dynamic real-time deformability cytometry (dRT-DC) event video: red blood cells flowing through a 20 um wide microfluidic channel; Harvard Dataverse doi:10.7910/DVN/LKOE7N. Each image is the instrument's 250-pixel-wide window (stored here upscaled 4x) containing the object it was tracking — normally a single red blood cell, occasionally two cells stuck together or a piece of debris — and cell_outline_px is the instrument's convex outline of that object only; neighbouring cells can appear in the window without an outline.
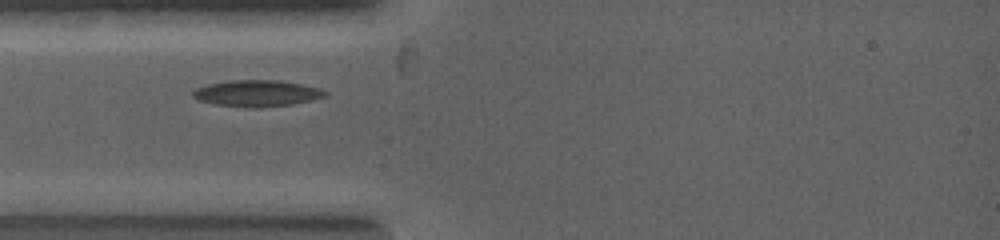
{"species": "common noctule bat (a hibernating species)", "species_latin": "Nyctalus noctula", "temperature_condition": "warm", "stored_images_in_passage": 37, "camera_frame_rate_fps": 5000, "um_per_image_px": 0.085, "animal": {"sex": "female", "body_mass_g": 19.0, "forearm_length_mm": 53.3}, "frame": {"image": 1, "passage_image": 1, "time_ms": 0.0, "image_size_px": [1000, 240], "cell_outline_px": [[328, 92], [324, 96], [292, 104], [216, 104], [200, 100], [192, 96], [192, 92], [196, 88], [208, 84], [232, 80], [276, 80], [300, 84], [316, 88]], "centroid_in_image_um": [21.79, 7.87], "position_along_channel_um": 63.2, "area_um2": 18.73}}
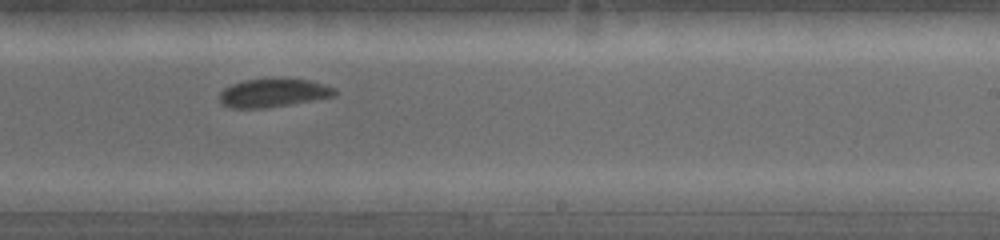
{"frame": {"image": 2, "passage_image": 20, "time_ms": 3.2, "image_size_px": [1000, 240], "cell_outline_px": [[336, 92], [332, 96], [312, 100], [260, 108], [232, 108], [224, 104], [220, 100], [220, 92], [224, 88], [232, 84], [244, 80], [308, 80], [324, 84], [336, 88]], "centroid_in_image_um": [23.2, 7.9], "position_along_channel_um": 265.8, "area_um2": 18.26}}
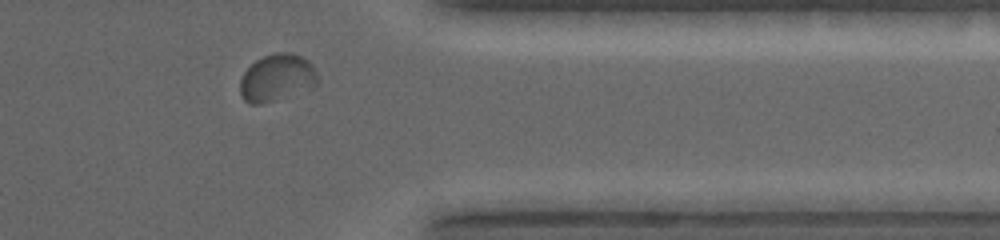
{"frame": {"image": 3, "passage_image": 32, "time_ms": 5.2, "image_size_px": [1000, 240], "cell_outline_px": [[320, 80], [312, 88], [260, 104], [248, 104], [244, 100], [240, 92], [240, 80], [244, 72], [256, 60], [264, 56], [276, 52], [292, 52], [308, 60], [312, 64]], "centroid_in_image_um": [23.55, 6.6], "position_along_channel_um": 387.9, "area_um2": 21.27}}